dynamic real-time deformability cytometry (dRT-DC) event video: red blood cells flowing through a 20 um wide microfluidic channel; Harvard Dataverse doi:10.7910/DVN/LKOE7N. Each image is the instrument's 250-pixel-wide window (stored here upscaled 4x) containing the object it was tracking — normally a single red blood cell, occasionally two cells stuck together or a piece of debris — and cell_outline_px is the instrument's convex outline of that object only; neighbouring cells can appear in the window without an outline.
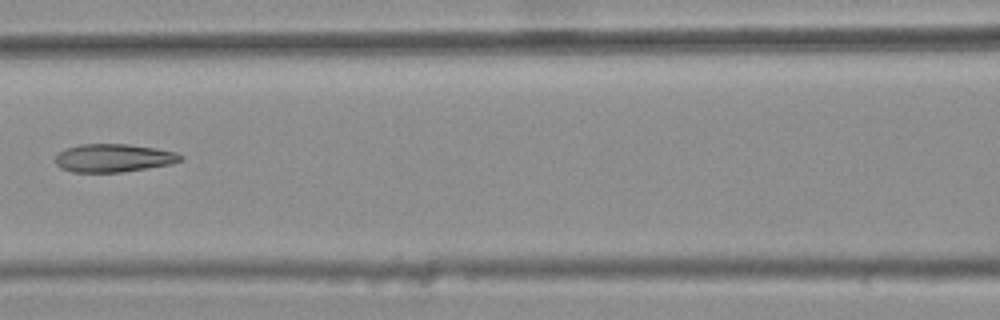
{"species": "common noctule bat (a hibernating species)", "species_latin": "Nyctalus noctula", "temperature_condition": "warm", "stored_images_in_passage": 4, "camera_frame_rate_fps": 3000, "um_per_image_px": 0.085, "animal": {"sex": "female", "body_mass_g": 25.1}, "frame": {"image": 1, "passage_image": 3, "time_ms": 0.667, "image_size_px": [1000, 320], "cell_outline_px": [[184, 160], [172, 164], [120, 172], [72, 172], [60, 168], [56, 164], [56, 156], [64, 148], [80, 144], [128, 144], [156, 148], [176, 152], [184, 156]], "centroid_in_image_um": [9.67, 13.42], "position_along_channel_um": 156.9, "area_um2": 20.63}}
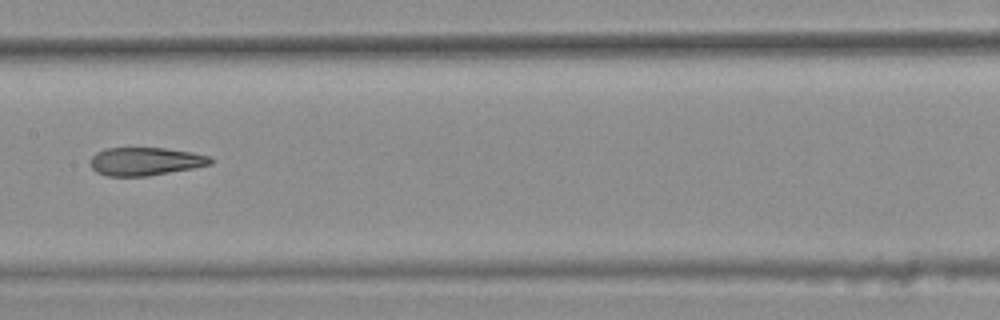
{"frame": {"image": 2, "passage_image": 4, "time_ms": 1.0, "image_size_px": [1000, 320], "cell_outline_px": [[212, 164], [192, 168], [148, 176], [108, 176], [96, 172], [92, 168], [92, 156], [96, 152], [104, 148], [164, 148], [192, 152], [212, 156]], "centroid_in_image_um": [12.37, 13.71], "position_along_channel_um": 195.0, "area_um2": 19.65}}